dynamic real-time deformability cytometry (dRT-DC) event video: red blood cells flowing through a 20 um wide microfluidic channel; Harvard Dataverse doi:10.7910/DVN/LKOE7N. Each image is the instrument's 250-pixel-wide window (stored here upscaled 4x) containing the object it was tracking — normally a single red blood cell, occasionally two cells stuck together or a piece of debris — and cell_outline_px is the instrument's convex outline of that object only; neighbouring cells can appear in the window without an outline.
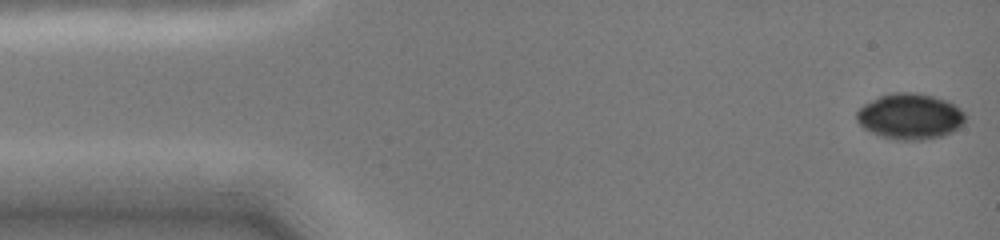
{"species": "common noctule bat (a hibernating species)", "species_latin": "Nyctalus noctula", "temperature_condition": "cold", "stored_images_in_passage": 9, "camera_frame_rate_fps": 3000, "um_per_image_px": 0.085, "animal": {"sex": "female", "body_mass_g": 19.0, "forearm_length_mm": 51.5}, "frame": {"image": 1, "passage_image": 1, "time_ms": 0.0, "image_size_px": [1000, 240], "cell_outline_px": [[964, 124], [952, 132], [944, 136], [924, 140], [896, 140], [880, 136], [864, 128], [856, 120], [856, 112], [864, 104], [880, 96], [892, 92], [916, 92], [948, 100], [956, 104], [964, 112]], "centroid_in_image_um": [77.37, 9.89], "position_along_channel_um": 7.6, "area_um2": 29.25}}
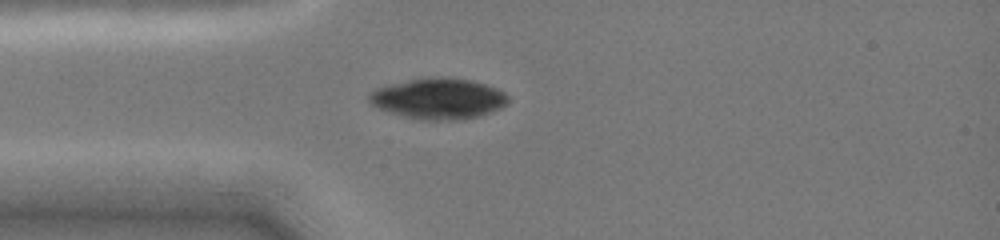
{"frame": {"image": 2, "passage_image": 7, "time_ms": 3.667, "image_size_px": [1000, 240], "cell_outline_px": [[508, 104], [492, 112], [480, 116], [460, 120], [420, 120], [404, 116], [376, 108], [368, 100], [368, 92], [376, 88], [388, 84], [408, 80], [472, 80], [496, 88], [504, 92], [508, 96]], "centroid_in_image_um": [37.25, 8.43], "position_along_channel_um": 47.7, "area_um2": 32.43}}
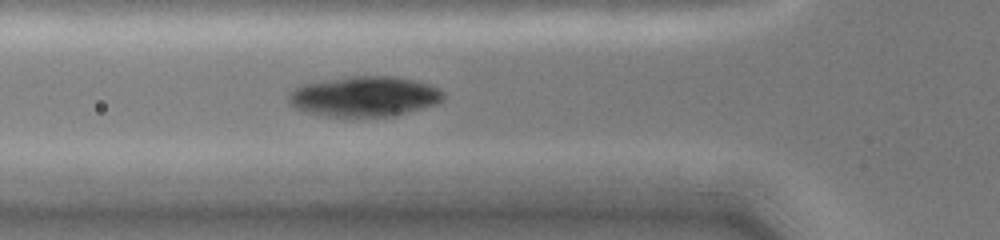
{"frame": {"image": 3, "passage_image": 9, "time_ms": 5.0, "image_size_px": [1000, 240], "cell_outline_px": [[444, 100], [436, 104], [392, 116], [324, 116], [304, 112], [292, 108], [288, 104], [288, 92], [304, 84], [352, 76], [392, 76], [412, 80], [428, 84], [440, 88], [444, 92]], "centroid_in_image_um": [30.95, 8.2], "position_along_channel_um": 94.9, "area_um2": 36.24}}